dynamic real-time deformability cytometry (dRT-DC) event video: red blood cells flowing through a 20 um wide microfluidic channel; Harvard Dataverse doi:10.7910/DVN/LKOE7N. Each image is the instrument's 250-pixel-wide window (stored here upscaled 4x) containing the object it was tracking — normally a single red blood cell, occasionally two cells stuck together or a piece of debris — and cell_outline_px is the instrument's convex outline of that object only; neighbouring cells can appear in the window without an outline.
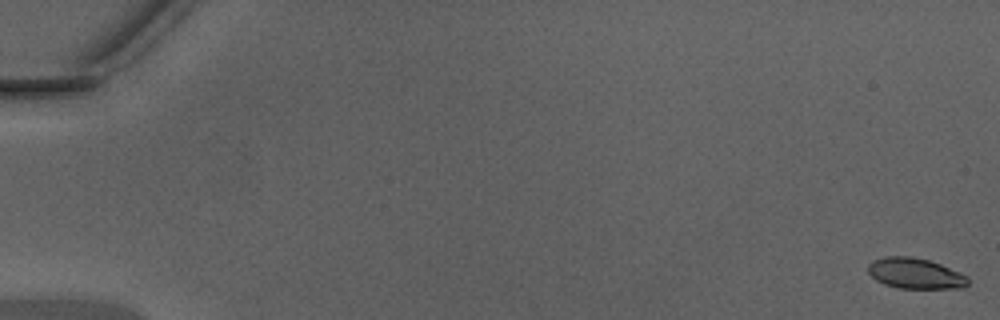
{"species": "Egyptian fruit bat (a non-hibernating species)", "species_latin": "Rousettus aegyptiacus", "temperature_condition": "warm", "stored_images_in_passage": 49, "camera_frame_rate_fps": 3000, "um_per_image_px": 0.085, "animal": {"sex": "male"}, "frame": {"image": 1, "passage_image": 1, "time_ms": 0.0, "image_size_px": [1000, 320], "cell_outline_px": [[968, 284], [964, 288], [900, 288], [884, 284], [876, 280], [868, 272], [868, 264], [872, 260], [888, 256], [908, 256], [928, 260], [940, 264], [960, 272], [968, 276]], "centroid_in_image_um": [77.8, 23.24], "position_along_channel_um": 7.2, "area_um2": 17.8}}
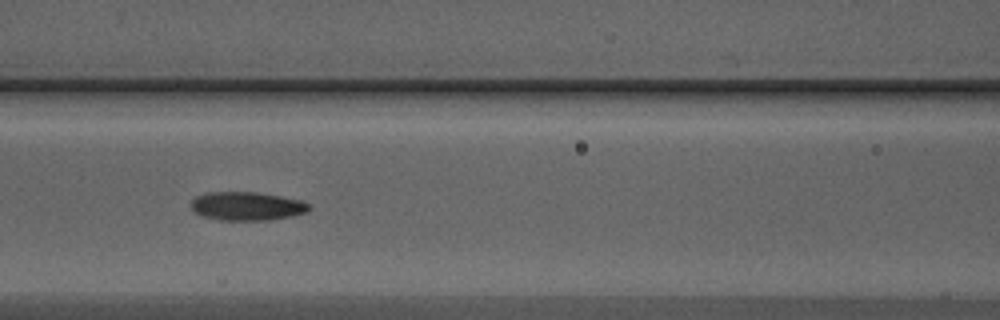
{"frame": {"image": 2, "passage_image": 23, "time_ms": 7.333, "image_size_px": [1000, 320], "cell_outline_px": [[312, 208], [308, 212], [292, 216], [268, 220], [220, 220], [204, 216], [196, 212], [192, 208], [192, 200], [196, 196], [208, 192], [256, 192], [280, 196], [300, 200], [308, 204]], "centroid_in_image_um": [21.02, 17.52], "position_along_channel_um": 145.6, "area_um2": 19.54}}
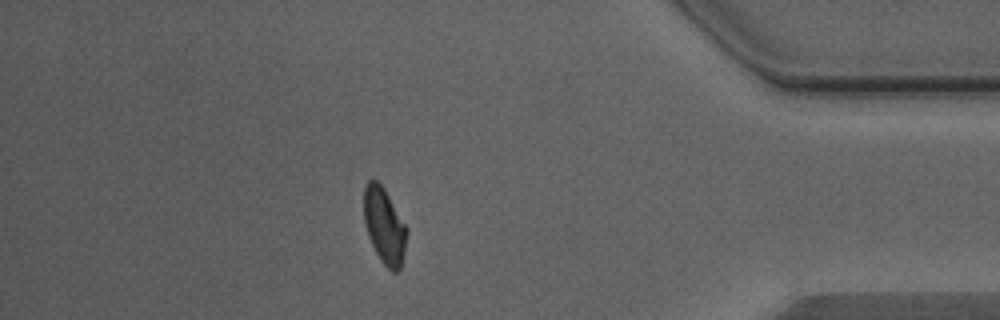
{"frame": {"image": 3, "passage_image": 43, "time_ms": 14.0, "image_size_px": [1000, 320], "cell_outline_px": [[408, 232], [400, 268], [396, 272], [392, 272], [380, 260], [368, 236], [364, 224], [364, 188], [368, 180], [376, 180], [384, 188], [408, 228]], "centroid_in_image_um": [32.67, 19.18], "position_along_channel_um": 402.5, "area_um2": 18.9}, "authors_computed_cell_mechanics": {"area_um2": 19.074, "velocity_mm_per_s": 4.3738, "shape_relaxation_time_tau1_ms": 3.9095, "shape_relaxation_time_tau2_ms": 1.9154, "deformation_change_tau1": 0.176, "deformation_change_tau2": 0.0919}}